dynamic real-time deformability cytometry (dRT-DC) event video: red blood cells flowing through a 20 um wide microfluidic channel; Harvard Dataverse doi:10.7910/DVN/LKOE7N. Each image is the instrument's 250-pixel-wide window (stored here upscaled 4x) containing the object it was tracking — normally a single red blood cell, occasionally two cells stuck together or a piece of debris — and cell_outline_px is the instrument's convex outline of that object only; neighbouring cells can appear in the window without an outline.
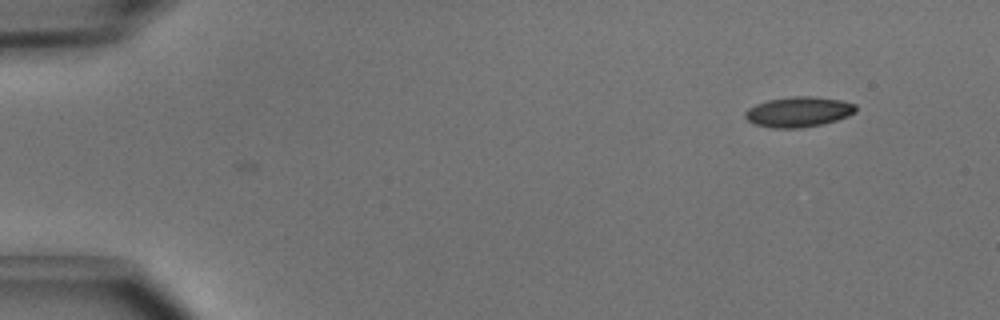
{"species": "common noctule bat (a hibernating species)", "species_latin": "Nyctalus noctula", "temperature_condition": "cold", "stored_images_in_passage": 2, "camera_frame_rate_fps": 3000, "um_per_image_px": 0.085, "animal": {"sex": "male", "body_mass_g": 15.6}, "frame": {"image": 1, "passage_image": 1, "time_ms": 0.0, "image_size_px": [1000, 320], "cell_outline_px": [[856, 112], [848, 116], [836, 120], [820, 124], [800, 128], [772, 128], [756, 124], [748, 120], [744, 116], [744, 112], [748, 108], [756, 104], [768, 100], [796, 96], [812, 96], [840, 100], [856, 104]], "centroid_in_image_um": [67.87, 9.5], "position_along_channel_um": 17.1, "area_um2": 19.36}}